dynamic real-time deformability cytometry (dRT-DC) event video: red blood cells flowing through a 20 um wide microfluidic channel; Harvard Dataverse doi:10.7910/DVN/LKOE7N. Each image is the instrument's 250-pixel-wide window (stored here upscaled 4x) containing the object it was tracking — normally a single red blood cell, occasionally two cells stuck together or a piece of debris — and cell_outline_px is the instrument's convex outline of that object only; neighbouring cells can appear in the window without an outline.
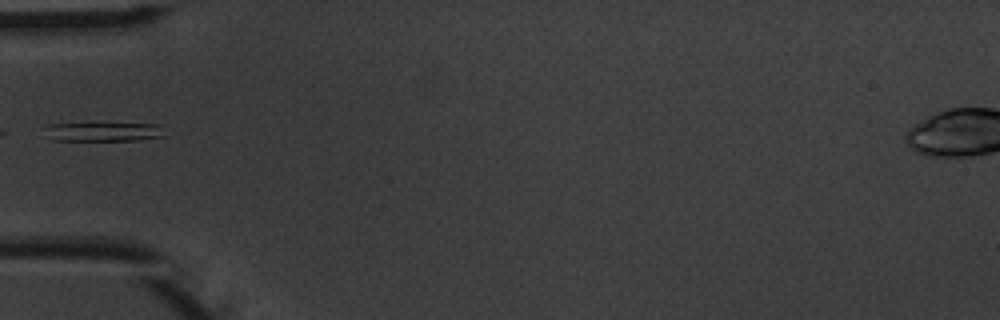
{"species": "common noctule bat (a hibernating species)", "species_latin": "Nyctalus noctula", "temperature_condition": "warm", "stored_images_in_passage": 1, "camera_frame_rate_fps": 3000, "um_per_image_px": 0.085, "animal": {"sex": "male", "body_mass_g": 20.1, "forearm_length_mm": 53.5}, "frame": {"image": 1, "passage_image": 1, "time_ms": 0.0, "image_size_px": [1000, 320], "cell_outline_px": [[164, 136], [136, 140], [52, 140], [44, 136], [44, 128], [48, 124], [156, 124]], "centroid_in_image_um": [8.64, 11.21], "position_along_channel_um": 76.4, "area_um2": 12.95}}